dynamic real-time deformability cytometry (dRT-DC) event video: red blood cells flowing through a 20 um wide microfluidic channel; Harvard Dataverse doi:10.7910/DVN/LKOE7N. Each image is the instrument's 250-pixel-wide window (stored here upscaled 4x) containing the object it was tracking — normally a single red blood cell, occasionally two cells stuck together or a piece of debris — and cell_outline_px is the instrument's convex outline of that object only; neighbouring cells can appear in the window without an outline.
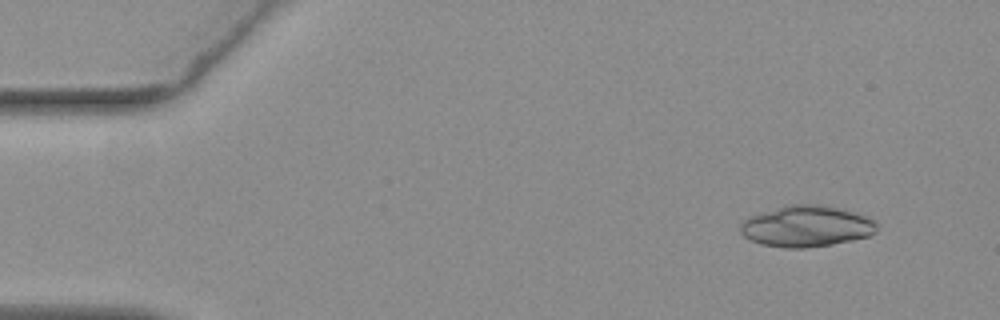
{"species": "common noctule bat (a hibernating species)", "species_latin": "Nyctalus noctula", "temperature_condition": "warm", "stored_images_in_passage": 20, "camera_frame_rate_fps": 3000, "um_per_image_px": 0.085, "animal": {"sex": "female", "body_mass_g": 19.3, "forearm_length_mm": 54.1}, "frame": {"image": 1, "passage_image": 5, "time_ms": 1.333, "image_size_px": [1000, 320], "cell_outline_px": [[880, 224], [876, 232], [868, 236], [852, 240], [832, 244], [804, 248], [784, 248], [760, 244], [744, 236], [740, 232], [740, 224], [748, 216], [784, 204], [820, 204], [856, 212]], "centroid_in_image_um": [68.53, 19.22], "position_along_channel_um": 16.5, "area_um2": 33.06}}